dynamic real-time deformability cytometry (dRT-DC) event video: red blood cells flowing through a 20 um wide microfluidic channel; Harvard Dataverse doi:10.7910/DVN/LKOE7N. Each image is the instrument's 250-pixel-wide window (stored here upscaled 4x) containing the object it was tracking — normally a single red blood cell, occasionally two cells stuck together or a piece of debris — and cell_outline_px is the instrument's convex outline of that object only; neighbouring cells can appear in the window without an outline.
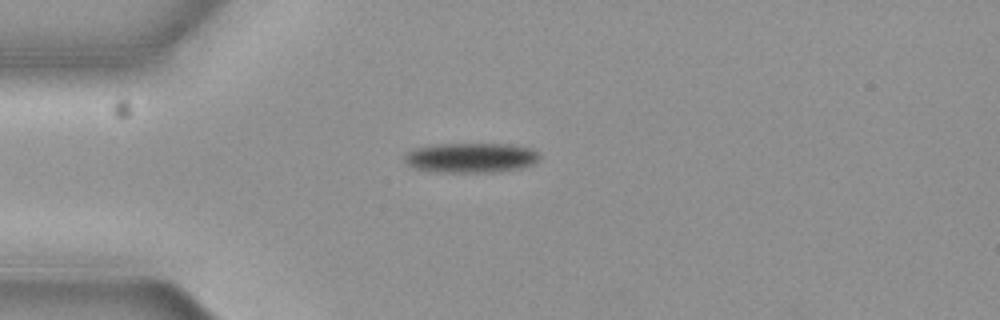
{"species": "common noctule bat (a hibernating species)", "species_latin": "Nyctalus noctula", "temperature_condition": "cold", "stored_images_in_passage": 8, "camera_frame_rate_fps": 3000, "um_per_image_px": 0.085, "animal": {"sex": "female", "body_mass_g": 19.3, "forearm_length_mm": 54.1}, "frame": {"image": 1, "passage_image": 2, "time_ms": 0.333, "image_size_px": [1000, 320], "cell_outline_px": [[540, 156], [532, 164], [520, 168], [492, 172], [432, 172], [412, 168], [404, 160], [404, 156], [412, 148], [432, 144], [508, 144], [532, 148]], "centroid_in_image_um": [39.95, 13.4], "position_along_channel_um": 45.0, "area_um2": 23.58}}
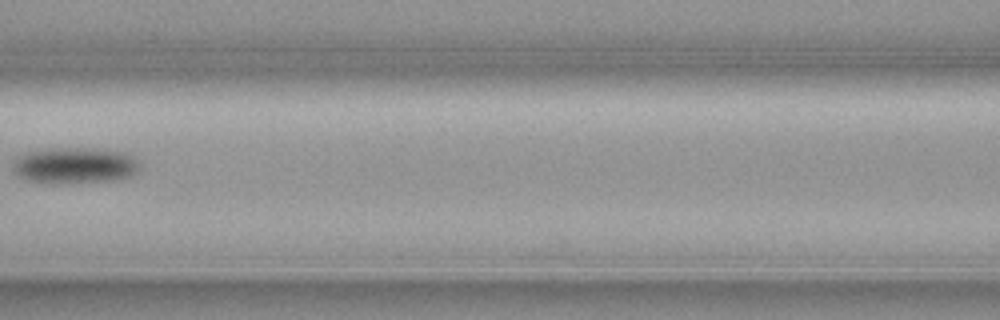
{"frame": {"image": 2, "passage_image": 5, "time_ms": 1.333, "image_size_px": [1000, 320], "cell_outline_px": [[140, 168], [132, 176], [116, 180], [56, 184], [52, 184], [28, 180], [20, 176], [12, 168], [12, 164], [20, 156], [28, 152], [44, 148], [104, 148], [128, 152], [136, 156], [140, 160]], "centroid_in_image_um": [6.45, 14.05], "position_along_channel_um": 160.1, "area_um2": 27.4}}
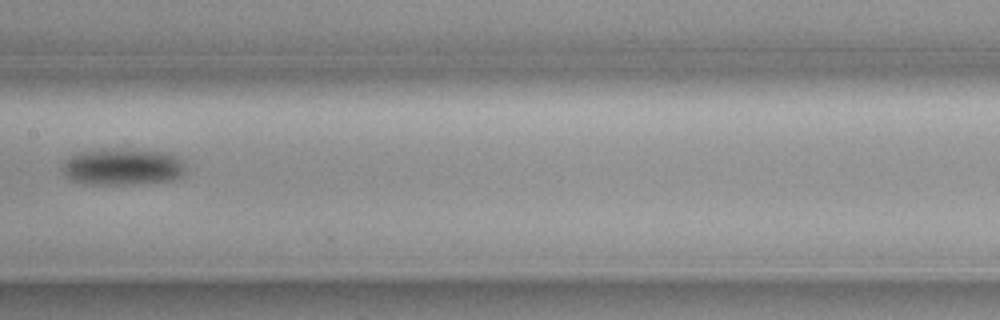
{"frame": {"image": 3, "passage_image": 6, "time_ms": 1.667, "image_size_px": [1000, 320], "cell_outline_px": [[184, 172], [180, 176], [172, 180], [132, 184], [96, 184], [72, 180], [64, 172], [64, 164], [76, 152], [104, 148], [112, 148], [164, 152], [176, 156], [184, 164]], "centroid_in_image_um": [10.44, 14.16], "position_along_channel_um": 197.0, "area_um2": 25.95}}